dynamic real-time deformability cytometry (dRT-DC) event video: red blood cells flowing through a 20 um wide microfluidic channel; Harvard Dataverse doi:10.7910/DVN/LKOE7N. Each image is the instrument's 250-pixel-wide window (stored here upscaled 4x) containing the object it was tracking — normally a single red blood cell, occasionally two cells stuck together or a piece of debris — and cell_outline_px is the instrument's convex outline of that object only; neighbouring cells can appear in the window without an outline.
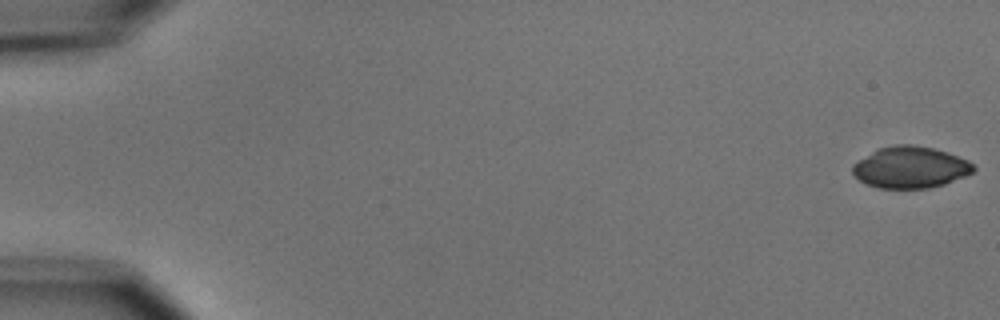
{"species": "common noctule bat (a hibernating species)", "species_latin": "Nyctalus noctula", "temperature_condition": "cold", "stored_images_in_passage": 5, "camera_frame_rate_fps": 3000, "um_per_image_px": 0.085, "animal": {"sex": "male", "body_mass_g": 15.6}, "frame": {"image": 1, "passage_image": 1, "time_ms": 0.0, "image_size_px": [1000, 320], "cell_outline_px": [[976, 168], [972, 172], [964, 176], [944, 184], [928, 188], [880, 188], [864, 184], [852, 172], [852, 164], [872, 152], [880, 148], [896, 144], [912, 144], [932, 148], [948, 152], [968, 160]], "centroid_in_image_um": [77.37, 14.22], "position_along_channel_um": 7.6, "area_um2": 29.13}}